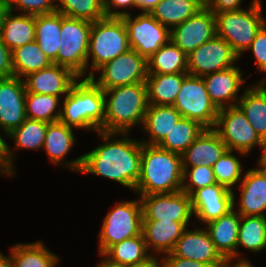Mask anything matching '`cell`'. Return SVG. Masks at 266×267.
Wrapping results in <instances>:
<instances>
[{"mask_svg":"<svg viewBox=\"0 0 266 267\" xmlns=\"http://www.w3.org/2000/svg\"><path fill=\"white\" fill-rule=\"evenodd\" d=\"M97 134L105 143L63 165L75 172L103 176L135 190L140 177L142 142L128 138V133L98 131ZM116 134L122 135L123 139L111 140Z\"/></svg>","mask_w":266,"mask_h":267,"instance_id":"obj_1","label":"cell"},{"mask_svg":"<svg viewBox=\"0 0 266 267\" xmlns=\"http://www.w3.org/2000/svg\"><path fill=\"white\" fill-rule=\"evenodd\" d=\"M182 182L181 155L142 143L140 177L134 192L139 196L174 193L181 191Z\"/></svg>","mask_w":266,"mask_h":267,"instance_id":"obj_2","label":"cell"},{"mask_svg":"<svg viewBox=\"0 0 266 267\" xmlns=\"http://www.w3.org/2000/svg\"><path fill=\"white\" fill-rule=\"evenodd\" d=\"M103 92L104 132L128 133L132 126L138 123L143 125L149 107L145 82L105 89Z\"/></svg>","mask_w":266,"mask_h":267,"instance_id":"obj_3","label":"cell"},{"mask_svg":"<svg viewBox=\"0 0 266 267\" xmlns=\"http://www.w3.org/2000/svg\"><path fill=\"white\" fill-rule=\"evenodd\" d=\"M104 92L90 78L77 81L64 97L59 121L70 127L104 132Z\"/></svg>","mask_w":266,"mask_h":267,"instance_id":"obj_4","label":"cell"},{"mask_svg":"<svg viewBox=\"0 0 266 267\" xmlns=\"http://www.w3.org/2000/svg\"><path fill=\"white\" fill-rule=\"evenodd\" d=\"M130 49L128 33L121 17H105L92 22L87 54V66L92 57L89 76H94L93 71H98L104 64L110 62ZM94 69V70H93Z\"/></svg>","mask_w":266,"mask_h":267,"instance_id":"obj_5","label":"cell"},{"mask_svg":"<svg viewBox=\"0 0 266 267\" xmlns=\"http://www.w3.org/2000/svg\"><path fill=\"white\" fill-rule=\"evenodd\" d=\"M216 33L240 57L247 51L257 32L266 23L261 0H253L249 9L216 13Z\"/></svg>","mask_w":266,"mask_h":267,"instance_id":"obj_6","label":"cell"},{"mask_svg":"<svg viewBox=\"0 0 266 267\" xmlns=\"http://www.w3.org/2000/svg\"><path fill=\"white\" fill-rule=\"evenodd\" d=\"M92 22L62 14L61 41L57 58L52 62L87 78V54Z\"/></svg>","mask_w":266,"mask_h":267,"instance_id":"obj_7","label":"cell"},{"mask_svg":"<svg viewBox=\"0 0 266 267\" xmlns=\"http://www.w3.org/2000/svg\"><path fill=\"white\" fill-rule=\"evenodd\" d=\"M142 205L140 199L115 205L103 220L99 233V254L112 245L142 234Z\"/></svg>","mask_w":266,"mask_h":267,"instance_id":"obj_8","label":"cell"},{"mask_svg":"<svg viewBox=\"0 0 266 267\" xmlns=\"http://www.w3.org/2000/svg\"><path fill=\"white\" fill-rule=\"evenodd\" d=\"M213 129L227 150L238 151L243 157L256 145L263 149L264 142L237 105L220 109Z\"/></svg>","mask_w":266,"mask_h":267,"instance_id":"obj_9","label":"cell"},{"mask_svg":"<svg viewBox=\"0 0 266 267\" xmlns=\"http://www.w3.org/2000/svg\"><path fill=\"white\" fill-rule=\"evenodd\" d=\"M173 106L182 117L195 120L205 128H214L219 110L210 100L202 77L188 75Z\"/></svg>","mask_w":266,"mask_h":267,"instance_id":"obj_10","label":"cell"},{"mask_svg":"<svg viewBox=\"0 0 266 267\" xmlns=\"http://www.w3.org/2000/svg\"><path fill=\"white\" fill-rule=\"evenodd\" d=\"M121 18L127 29L130 49L146 60L170 41V29L159 23L150 13L142 12L136 17L128 13Z\"/></svg>","mask_w":266,"mask_h":267,"instance_id":"obj_11","label":"cell"},{"mask_svg":"<svg viewBox=\"0 0 266 267\" xmlns=\"http://www.w3.org/2000/svg\"><path fill=\"white\" fill-rule=\"evenodd\" d=\"M101 75L90 79L102 90L145 82L147 60L133 49L119 55L98 69Z\"/></svg>","mask_w":266,"mask_h":267,"instance_id":"obj_12","label":"cell"},{"mask_svg":"<svg viewBox=\"0 0 266 267\" xmlns=\"http://www.w3.org/2000/svg\"><path fill=\"white\" fill-rule=\"evenodd\" d=\"M142 221H177L186 227L192 217L191 196L183 191L141 195Z\"/></svg>","mask_w":266,"mask_h":267,"instance_id":"obj_13","label":"cell"},{"mask_svg":"<svg viewBox=\"0 0 266 267\" xmlns=\"http://www.w3.org/2000/svg\"><path fill=\"white\" fill-rule=\"evenodd\" d=\"M239 56L217 35L187 55L188 74L203 77L234 66Z\"/></svg>","mask_w":266,"mask_h":267,"instance_id":"obj_14","label":"cell"},{"mask_svg":"<svg viewBox=\"0 0 266 267\" xmlns=\"http://www.w3.org/2000/svg\"><path fill=\"white\" fill-rule=\"evenodd\" d=\"M216 35L215 15L206 6L170 30V40L186 55Z\"/></svg>","mask_w":266,"mask_h":267,"instance_id":"obj_15","label":"cell"},{"mask_svg":"<svg viewBox=\"0 0 266 267\" xmlns=\"http://www.w3.org/2000/svg\"><path fill=\"white\" fill-rule=\"evenodd\" d=\"M26 88L22 78H0V128L8 136L26 117Z\"/></svg>","mask_w":266,"mask_h":267,"instance_id":"obj_16","label":"cell"},{"mask_svg":"<svg viewBox=\"0 0 266 267\" xmlns=\"http://www.w3.org/2000/svg\"><path fill=\"white\" fill-rule=\"evenodd\" d=\"M234 194V191L217 183L196 190L191 195L194 217L207 224L227 214L236 206Z\"/></svg>","mask_w":266,"mask_h":267,"instance_id":"obj_17","label":"cell"},{"mask_svg":"<svg viewBox=\"0 0 266 267\" xmlns=\"http://www.w3.org/2000/svg\"><path fill=\"white\" fill-rule=\"evenodd\" d=\"M170 254L174 257L213 264L215 267H222L227 263L216 250L207 230L203 228L195 230L186 228Z\"/></svg>","mask_w":266,"mask_h":267,"instance_id":"obj_18","label":"cell"},{"mask_svg":"<svg viewBox=\"0 0 266 267\" xmlns=\"http://www.w3.org/2000/svg\"><path fill=\"white\" fill-rule=\"evenodd\" d=\"M79 79L82 78L71 69L52 63L47 68L28 74L24 83L26 92L49 94L56 97L63 94L65 97Z\"/></svg>","mask_w":266,"mask_h":267,"instance_id":"obj_19","label":"cell"},{"mask_svg":"<svg viewBox=\"0 0 266 267\" xmlns=\"http://www.w3.org/2000/svg\"><path fill=\"white\" fill-rule=\"evenodd\" d=\"M241 216L235 212L234 208L227 214L218 219L207 223L205 228L210 239L215 245L216 250L227 261L232 262L237 257L236 263H249V261L241 257L237 251L238 229Z\"/></svg>","mask_w":266,"mask_h":267,"instance_id":"obj_20","label":"cell"},{"mask_svg":"<svg viewBox=\"0 0 266 267\" xmlns=\"http://www.w3.org/2000/svg\"><path fill=\"white\" fill-rule=\"evenodd\" d=\"M242 74L239 67L233 66L202 77L210 100L218 110L237 105L240 98L236 96L246 81Z\"/></svg>","mask_w":266,"mask_h":267,"instance_id":"obj_21","label":"cell"},{"mask_svg":"<svg viewBox=\"0 0 266 267\" xmlns=\"http://www.w3.org/2000/svg\"><path fill=\"white\" fill-rule=\"evenodd\" d=\"M259 167L248 169L237 187L242 191L238 203L240 216L266 217V171Z\"/></svg>","mask_w":266,"mask_h":267,"instance_id":"obj_22","label":"cell"},{"mask_svg":"<svg viewBox=\"0 0 266 267\" xmlns=\"http://www.w3.org/2000/svg\"><path fill=\"white\" fill-rule=\"evenodd\" d=\"M226 150L217 132L213 128H205L181 154L182 168L198 165L212 167Z\"/></svg>","mask_w":266,"mask_h":267,"instance_id":"obj_23","label":"cell"},{"mask_svg":"<svg viewBox=\"0 0 266 267\" xmlns=\"http://www.w3.org/2000/svg\"><path fill=\"white\" fill-rule=\"evenodd\" d=\"M185 230L186 226L177 221H142V234L147 250L152 248L162 255L172 251Z\"/></svg>","mask_w":266,"mask_h":267,"instance_id":"obj_24","label":"cell"},{"mask_svg":"<svg viewBox=\"0 0 266 267\" xmlns=\"http://www.w3.org/2000/svg\"><path fill=\"white\" fill-rule=\"evenodd\" d=\"M188 73H148L145 80L149 105L173 106Z\"/></svg>","mask_w":266,"mask_h":267,"instance_id":"obj_25","label":"cell"},{"mask_svg":"<svg viewBox=\"0 0 266 267\" xmlns=\"http://www.w3.org/2000/svg\"><path fill=\"white\" fill-rule=\"evenodd\" d=\"M181 117L174 106L149 105L145 113L143 129L151 139L149 141L141 140V142L148 145H158Z\"/></svg>","mask_w":266,"mask_h":267,"instance_id":"obj_26","label":"cell"},{"mask_svg":"<svg viewBox=\"0 0 266 267\" xmlns=\"http://www.w3.org/2000/svg\"><path fill=\"white\" fill-rule=\"evenodd\" d=\"M11 11L1 27L2 42L12 51L18 47L35 41L36 16Z\"/></svg>","mask_w":266,"mask_h":267,"instance_id":"obj_27","label":"cell"},{"mask_svg":"<svg viewBox=\"0 0 266 267\" xmlns=\"http://www.w3.org/2000/svg\"><path fill=\"white\" fill-rule=\"evenodd\" d=\"M206 0H161L150 14L170 30L205 6Z\"/></svg>","mask_w":266,"mask_h":267,"instance_id":"obj_28","label":"cell"},{"mask_svg":"<svg viewBox=\"0 0 266 267\" xmlns=\"http://www.w3.org/2000/svg\"><path fill=\"white\" fill-rule=\"evenodd\" d=\"M61 25L62 14L57 11L36 15L35 41L52 62L57 58L60 48Z\"/></svg>","mask_w":266,"mask_h":267,"instance_id":"obj_29","label":"cell"},{"mask_svg":"<svg viewBox=\"0 0 266 267\" xmlns=\"http://www.w3.org/2000/svg\"><path fill=\"white\" fill-rule=\"evenodd\" d=\"M147 73H188L187 55L170 40L147 59Z\"/></svg>","mask_w":266,"mask_h":267,"instance_id":"obj_30","label":"cell"},{"mask_svg":"<svg viewBox=\"0 0 266 267\" xmlns=\"http://www.w3.org/2000/svg\"><path fill=\"white\" fill-rule=\"evenodd\" d=\"M10 256L14 267H55L59 262L56 254L40 241L16 244L11 247Z\"/></svg>","mask_w":266,"mask_h":267,"instance_id":"obj_31","label":"cell"},{"mask_svg":"<svg viewBox=\"0 0 266 267\" xmlns=\"http://www.w3.org/2000/svg\"><path fill=\"white\" fill-rule=\"evenodd\" d=\"M73 128L57 121L48 123L43 148L50 161L62 165L64 157L75 143Z\"/></svg>","mask_w":266,"mask_h":267,"instance_id":"obj_32","label":"cell"},{"mask_svg":"<svg viewBox=\"0 0 266 267\" xmlns=\"http://www.w3.org/2000/svg\"><path fill=\"white\" fill-rule=\"evenodd\" d=\"M237 106L255 129L260 139L266 142V97L254 86L247 87Z\"/></svg>","mask_w":266,"mask_h":267,"instance_id":"obj_33","label":"cell"},{"mask_svg":"<svg viewBox=\"0 0 266 267\" xmlns=\"http://www.w3.org/2000/svg\"><path fill=\"white\" fill-rule=\"evenodd\" d=\"M147 253L146 243L141 234L112 245L102 257L115 264L133 266L145 262L152 256Z\"/></svg>","mask_w":266,"mask_h":267,"instance_id":"obj_34","label":"cell"},{"mask_svg":"<svg viewBox=\"0 0 266 267\" xmlns=\"http://www.w3.org/2000/svg\"><path fill=\"white\" fill-rule=\"evenodd\" d=\"M14 76L22 78L28 74L47 68L52 61L33 41L11 51Z\"/></svg>","mask_w":266,"mask_h":267,"instance_id":"obj_35","label":"cell"},{"mask_svg":"<svg viewBox=\"0 0 266 267\" xmlns=\"http://www.w3.org/2000/svg\"><path fill=\"white\" fill-rule=\"evenodd\" d=\"M204 129L199 122L181 117L158 146L181 155Z\"/></svg>","mask_w":266,"mask_h":267,"instance_id":"obj_36","label":"cell"},{"mask_svg":"<svg viewBox=\"0 0 266 267\" xmlns=\"http://www.w3.org/2000/svg\"><path fill=\"white\" fill-rule=\"evenodd\" d=\"M239 246L253 252H260L266 248V217L241 216L237 250Z\"/></svg>","mask_w":266,"mask_h":267,"instance_id":"obj_37","label":"cell"},{"mask_svg":"<svg viewBox=\"0 0 266 267\" xmlns=\"http://www.w3.org/2000/svg\"><path fill=\"white\" fill-rule=\"evenodd\" d=\"M60 97L49 94H35L26 92L25 109L26 117L32 120L43 121L46 123L57 122L60 119L61 109L57 106Z\"/></svg>","mask_w":266,"mask_h":267,"instance_id":"obj_38","label":"cell"},{"mask_svg":"<svg viewBox=\"0 0 266 267\" xmlns=\"http://www.w3.org/2000/svg\"><path fill=\"white\" fill-rule=\"evenodd\" d=\"M47 125L46 122L26 118L19 127L8 134V137L14 138L16 148L42 149Z\"/></svg>","mask_w":266,"mask_h":267,"instance_id":"obj_39","label":"cell"},{"mask_svg":"<svg viewBox=\"0 0 266 267\" xmlns=\"http://www.w3.org/2000/svg\"><path fill=\"white\" fill-rule=\"evenodd\" d=\"M57 12L67 17L85 19L91 22L106 17L102 0H57Z\"/></svg>","mask_w":266,"mask_h":267,"instance_id":"obj_40","label":"cell"},{"mask_svg":"<svg viewBox=\"0 0 266 267\" xmlns=\"http://www.w3.org/2000/svg\"><path fill=\"white\" fill-rule=\"evenodd\" d=\"M233 150H226L212 166L217 184H221L233 191V186L242 180L241 162Z\"/></svg>","mask_w":266,"mask_h":267,"instance_id":"obj_41","label":"cell"},{"mask_svg":"<svg viewBox=\"0 0 266 267\" xmlns=\"http://www.w3.org/2000/svg\"><path fill=\"white\" fill-rule=\"evenodd\" d=\"M183 182L181 191L191 196L196 190L216 184L213 168L198 165L196 167L182 168ZM186 179H189L186 180ZM188 181V182H186Z\"/></svg>","mask_w":266,"mask_h":267,"instance_id":"obj_42","label":"cell"},{"mask_svg":"<svg viewBox=\"0 0 266 267\" xmlns=\"http://www.w3.org/2000/svg\"><path fill=\"white\" fill-rule=\"evenodd\" d=\"M55 1L57 0H12L10 7L11 11L17 6L16 8L21 10L20 13L36 16L56 12Z\"/></svg>","mask_w":266,"mask_h":267,"instance_id":"obj_43","label":"cell"},{"mask_svg":"<svg viewBox=\"0 0 266 267\" xmlns=\"http://www.w3.org/2000/svg\"><path fill=\"white\" fill-rule=\"evenodd\" d=\"M248 50H252L259 72H266V23L257 32Z\"/></svg>","mask_w":266,"mask_h":267,"instance_id":"obj_44","label":"cell"},{"mask_svg":"<svg viewBox=\"0 0 266 267\" xmlns=\"http://www.w3.org/2000/svg\"><path fill=\"white\" fill-rule=\"evenodd\" d=\"M12 152L13 150H11L2 135H0V173H6V176L15 174L12 164L15 156Z\"/></svg>","mask_w":266,"mask_h":267,"instance_id":"obj_45","label":"cell"},{"mask_svg":"<svg viewBox=\"0 0 266 267\" xmlns=\"http://www.w3.org/2000/svg\"><path fill=\"white\" fill-rule=\"evenodd\" d=\"M242 0H206L205 6L213 13L241 10Z\"/></svg>","mask_w":266,"mask_h":267,"instance_id":"obj_46","label":"cell"},{"mask_svg":"<svg viewBox=\"0 0 266 267\" xmlns=\"http://www.w3.org/2000/svg\"><path fill=\"white\" fill-rule=\"evenodd\" d=\"M102 3L106 17H121L128 14L127 11H114L115 8L135 7V0H102Z\"/></svg>","mask_w":266,"mask_h":267,"instance_id":"obj_47","label":"cell"},{"mask_svg":"<svg viewBox=\"0 0 266 267\" xmlns=\"http://www.w3.org/2000/svg\"><path fill=\"white\" fill-rule=\"evenodd\" d=\"M14 76L11 50L2 42L0 37V78Z\"/></svg>","mask_w":266,"mask_h":267,"instance_id":"obj_48","label":"cell"},{"mask_svg":"<svg viewBox=\"0 0 266 267\" xmlns=\"http://www.w3.org/2000/svg\"><path fill=\"white\" fill-rule=\"evenodd\" d=\"M165 256V257H164ZM163 267H215L213 264L174 257L170 253L164 254Z\"/></svg>","mask_w":266,"mask_h":267,"instance_id":"obj_49","label":"cell"},{"mask_svg":"<svg viewBox=\"0 0 266 267\" xmlns=\"http://www.w3.org/2000/svg\"><path fill=\"white\" fill-rule=\"evenodd\" d=\"M161 0H135V7L150 13Z\"/></svg>","mask_w":266,"mask_h":267,"instance_id":"obj_50","label":"cell"},{"mask_svg":"<svg viewBox=\"0 0 266 267\" xmlns=\"http://www.w3.org/2000/svg\"><path fill=\"white\" fill-rule=\"evenodd\" d=\"M11 12L10 3L4 0H0V30L3 26L7 15Z\"/></svg>","mask_w":266,"mask_h":267,"instance_id":"obj_51","label":"cell"},{"mask_svg":"<svg viewBox=\"0 0 266 267\" xmlns=\"http://www.w3.org/2000/svg\"><path fill=\"white\" fill-rule=\"evenodd\" d=\"M130 267H163V261L160 263L156 256L153 255L149 257L145 262L136 264Z\"/></svg>","mask_w":266,"mask_h":267,"instance_id":"obj_52","label":"cell"},{"mask_svg":"<svg viewBox=\"0 0 266 267\" xmlns=\"http://www.w3.org/2000/svg\"><path fill=\"white\" fill-rule=\"evenodd\" d=\"M0 267H14L11 260V256L10 257L5 256L1 253V251H0Z\"/></svg>","mask_w":266,"mask_h":267,"instance_id":"obj_53","label":"cell"},{"mask_svg":"<svg viewBox=\"0 0 266 267\" xmlns=\"http://www.w3.org/2000/svg\"><path fill=\"white\" fill-rule=\"evenodd\" d=\"M96 267H130V266L119 265V264L112 263V262H110L109 260H107L104 257L103 260L101 261V263H99L98 265H96Z\"/></svg>","mask_w":266,"mask_h":267,"instance_id":"obj_54","label":"cell"},{"mask_svg":"<svg viewBox=\"0 0 266 267\" xmlns=\"http://www.w3.org/2000/svg\"><path fill=\"white\" fill-rule=\"evenodd\" d=\"M262 150L263 152L261 157H259L258 165L261 166L266 171V142L264 143Z\"/></svg>","mask_w":266,"mask_h":267,"instance_id":"obj_55","label":"cell"},{"mask_svg":"<svg viewBox=\"0 0 266 267\" xmlns=\"http://www.w3.org/2000/svg\"><path fill=\"white\" fill-rule=\"evenodd\" d=\"M266 81L263 78L262 81H260L259 83H256V85H254L265 97H266Z\"/></svg>","mask_w":266,"mask_h":267,"instance_id":"obj_56","label":"cell"},{"mask_svg":"<svg viewBox=\"0 0 266 267\" xmlns=\"http://www.w3.org/2000/svg\"><path fill=\"white\" fill-rule=\"evenodd\" d=\"M233 263H231L230 264V262H227L224 266H222V267H253L252 266V263H236L235 262V264H233Z\"/></svg>","mask_w":266,"mask_h":267,"instance_id":"obj_57","label":"cell"}]
</instances>
